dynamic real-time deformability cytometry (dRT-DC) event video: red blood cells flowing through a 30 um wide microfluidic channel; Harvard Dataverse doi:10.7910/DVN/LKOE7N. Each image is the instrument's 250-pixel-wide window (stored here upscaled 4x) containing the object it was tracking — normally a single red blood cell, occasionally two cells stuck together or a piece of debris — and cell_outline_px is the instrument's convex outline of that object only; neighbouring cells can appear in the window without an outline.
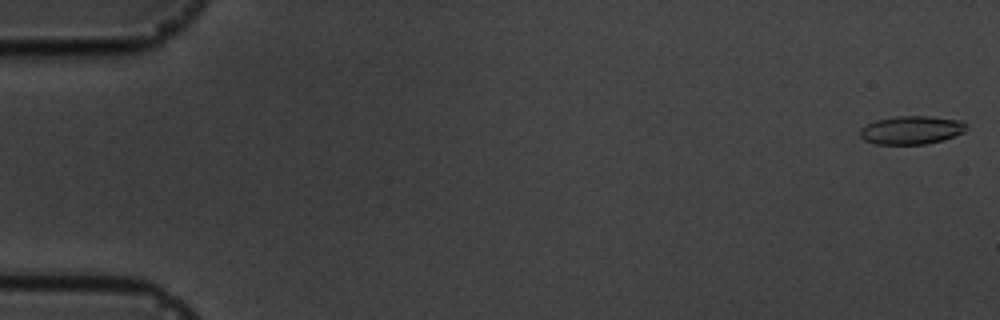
{"species": "common noctule bat (a hibernating species)", "species_latin": "Nyctalus noctula", "temperature_condition": "cold", "stored_images_in_passage": 8, "camera_frame_rate_fps": 3000, "um_per_image_px": 0.085, "animal": {"sex": "male", "body_mass_g": 19.5, "forearm_length_mm": 54.6}, "frame": {"image": 1, "passage_image": 1, "time_ms": 0.0, "image_size_px": [1000, 320], "cell_outline_px": [[968, 128], [964, 132], [944, 140], [924, 144], [876, 144], [864, 140], [860, 136], [860, 128], [876, 120], [896, 116], [928, 116], [964, 120], [968, 124]], "centroid_in_image_um": [77.52, 11.05], "position_along_channel_um": 7.5, "area_um2": 17.74}}
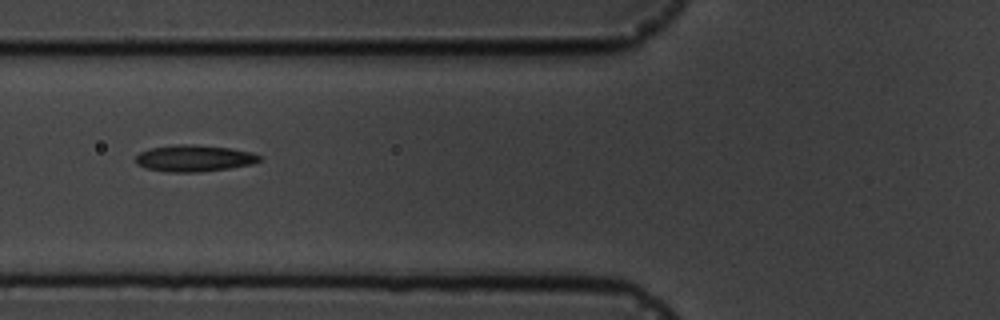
{"frame": {"image": 2, "passage_image": 7, "time_ms": 7.0, "image_size_px": [1000, 320], "cell_outline_px": [[260, 160], [252, 164], [228, 168], [196, 172], [172, 172], [144, 168], [136, 164], [136, 156], [140, 152], [148, 148], [176, 144], [192, 144], [232, 148], [252, 152], [260, 156]], "centroid_in_image_um": [16.47, 13.44], "position_along_channel_um": 109.3, "area_um2": 19.19}}
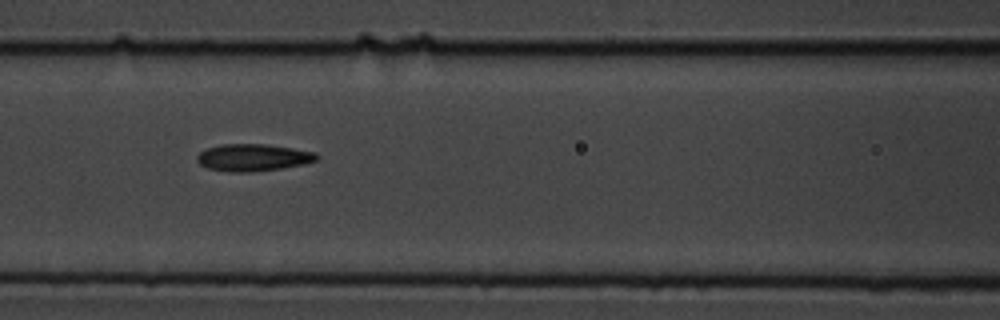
{"frame": {"image": 3, "passage_image": 8, "time_ms": 8.0, "image_size_px": [1000, 320], "cell_outline_px": [[320, 156], [316, 160], [304, 164], [280, 168], [252, 172], [228, 172], [208, 168], [200, 164], [196, 160], [196, 156], [200, 152], [208, 148], [220, 144], [264, 144], [292, 148], [316, 152]], "centroid_in_image_um": [21.5, 13.39], "position_along_channel_um": 145.1, "area_um2": 18.9}}